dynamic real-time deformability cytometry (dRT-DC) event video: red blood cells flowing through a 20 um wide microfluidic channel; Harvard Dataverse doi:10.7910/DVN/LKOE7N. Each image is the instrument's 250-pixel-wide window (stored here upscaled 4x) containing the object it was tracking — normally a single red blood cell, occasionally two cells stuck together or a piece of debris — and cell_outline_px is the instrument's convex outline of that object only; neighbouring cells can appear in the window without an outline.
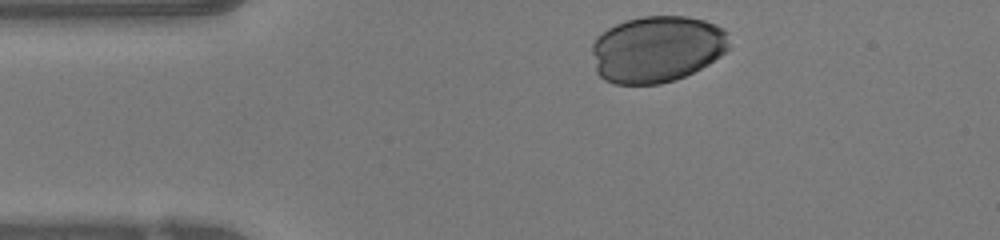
{"species": "human", "species_latin": "Homo sapiens", "temperature_condition": "warm", "stored_images_in_passage": 32, "camera_frame_rate_fps": 3000, "um_per_image_px": 0.085, "donor": {"sex": "female"}, "frame": {"image": 1, "passage_image": 1, "time_ms": 0.0, "image_size_px": [1000, 240], "cell_outline_px": [[728, 48], [720, 56], [708, 64], [676, 80], [660, 84], [612, 84], [604, 80], [596, 72], [592, 52], [592, 44], [596, 36], [608, 28], [616, 24], [628, 20], [644, 16], [688, 16], [704, 20], [716, 24], [724, 28], [728, 32]], "centroid_in_image_um": [55.83, 4.17], "position_along_channel_um": 29.2, "area_um2": 53.52}}
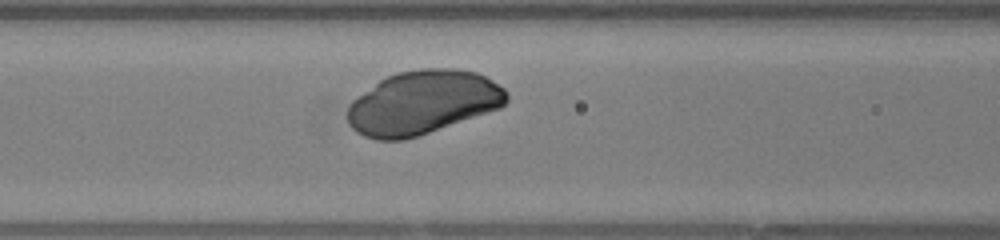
{"frame": {"image": 2, "passage_image": 12, "time_ms": 3.667, "image_size_px": [1000, 240], "cell_outline_px": [[508, 100], [500, 108], [404, 140], [376, 140], [364, 136], [356, 132], [348, 124], [348, 104], [352, 100], [380, 80], [396, 72], [420, 68], [456, 68], [476, 72], [492, 80], [504, 88], [508, 92]], "centroid_in_image_um": [35.92, 8.7], "position_along_channel_um": 130.7, "area_um2": 58.9}}
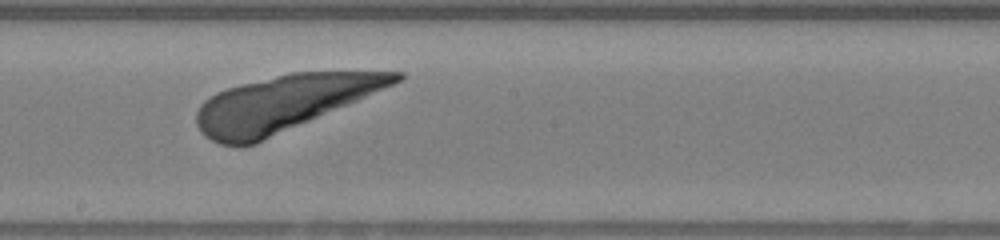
{"frame": {"image": 3, "passage_image": 19, "time_ms": 6.0, "image_size_px": [1000, 240], "cell_outline_px": [[404, 76], [400, 80], [392, 84], [356, 100], [256, 144], [220, 144], [204, 136], [200, 132], [196, 124], [196, 112], [200, 104], [204, 100], [216, 92], [228, 88], [292, 72], [404, 72]], "centroid_in_image_um": [24.0, 8.79], "position_along_channel_um": 224.2, "area_um2": 62.83}}